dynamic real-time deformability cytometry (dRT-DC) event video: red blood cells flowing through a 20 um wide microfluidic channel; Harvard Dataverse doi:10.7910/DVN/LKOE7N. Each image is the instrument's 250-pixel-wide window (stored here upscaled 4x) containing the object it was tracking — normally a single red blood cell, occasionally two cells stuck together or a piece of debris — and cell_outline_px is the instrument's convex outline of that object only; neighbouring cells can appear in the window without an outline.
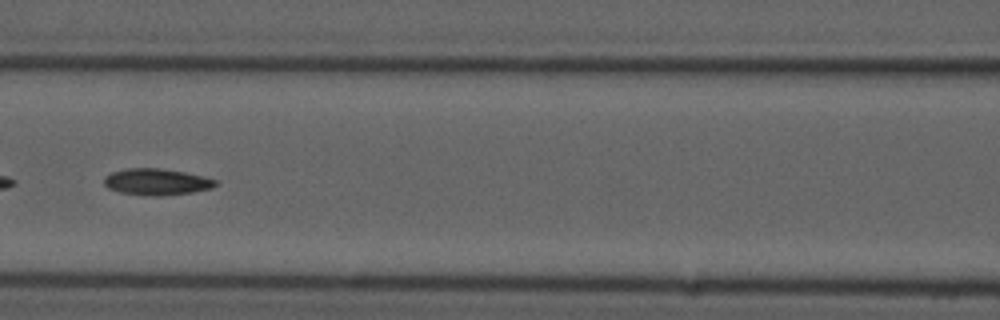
{"species": "common noctule bat (a hibernating species)", "species_latin": "Nyctalus noctula", "temperature_condition": "cold", "stored_images_in_passage": 46, "segment_of_instrument_passage": [2, 2], "camera_frame_rate_fps": 3000, "um_per_image_px": 0.085, "animal": {"sex": "male", "forearm_length_mm": 52.5}, "frame": {"image": 1, "passage_image": 17, "time_ms": 5.333, "image_size_px": [1000, 320], "cell_outline_px": [[216, 184], [212, 188], [192, 192], [160, 196], [152, 196], [120, 192], [108, 188], [104, 184], [104, 176], [112, 172], [128, 168], [160, 168], [184, 172], [216, 180]], "centroid_in_image_um": [13.27, 15.45], "position_along_channel_um": 153.3, "area_um2": 16.99}}
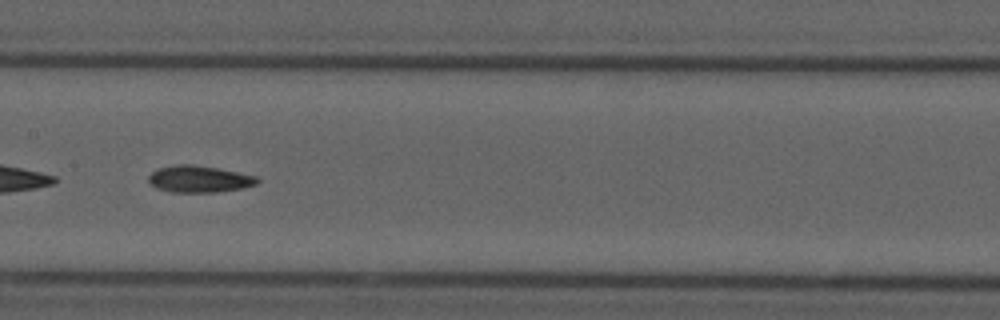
{"frame": {"image": 2, "passage_image": 20, "time_ms": 6.333, "image_size_px": [1000, 320], "cell_outline_px": [[260, 180], [256, 184], [240, 188], [216, 192], [172, 192], [156, 188], [148, 180], [148, 176], [152, 172], [160, 168], [176, 164], [192, 164], [216, 168], [256, 176]], "centroid_in_image_um": [16.9, 15.22], "position_along_channel_um": 190.5, "area_um2": 16.7}}
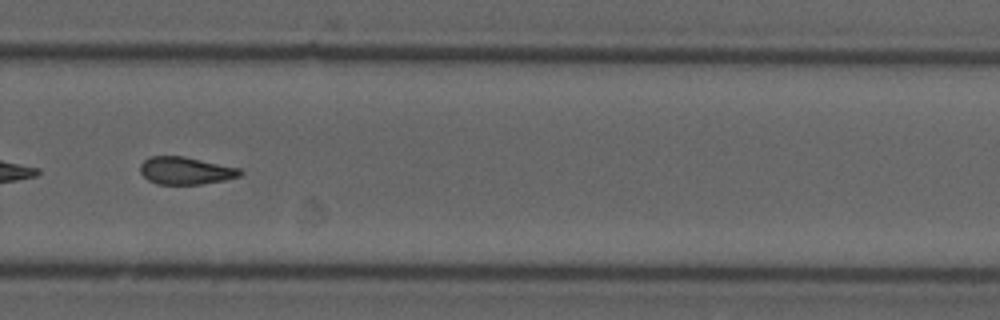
{"frame": {"image": 3, "passage_image": 30, "time_ms": 9.667, "image_size_px": [1000, 320], "cell_outline_px": [[244, 172], [240, 176], [224, 180], [200, 184], [156, 184], [148, 180], [140, 172], [140, 164], [148, 156], [184, 156], [240, 168]], "centroid_in_image_um": [15.77, 14.5], "position_along_channel_um": 314.0, "area_um2": 16.07}}